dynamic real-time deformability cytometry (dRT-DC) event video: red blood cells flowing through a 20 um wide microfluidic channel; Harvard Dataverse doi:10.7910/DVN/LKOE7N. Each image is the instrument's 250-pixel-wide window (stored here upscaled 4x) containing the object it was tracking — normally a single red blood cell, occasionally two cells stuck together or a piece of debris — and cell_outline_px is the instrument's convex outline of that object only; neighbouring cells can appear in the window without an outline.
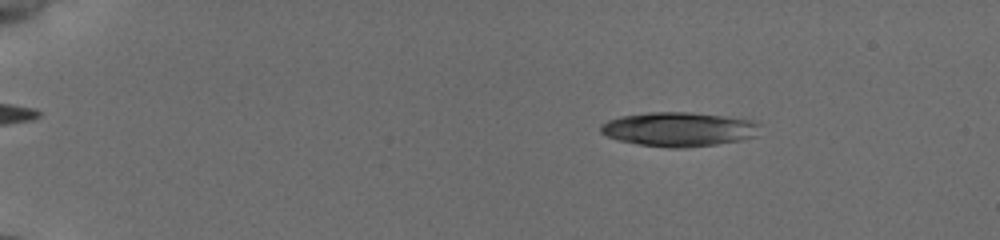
{"species": "common noctule bat (a hibernating species)", "species_latin": "Nyctalus noctula", "temperature_condition": "cold", "stored_images_in_passage": 63, "camera_frame_rate_fps": 3000, "um_per_image_px": 0.085, "animal": {"sex": "female", "body_mass_g": 19.5, "forearm_length_mm": 54.1}, "frame": {"image": 1, "passage_image": 11, "time_ms": 2.667, "image_size_px": [1000, 240], "cell_outline_px": [[760, 124], [752, 136], [740, 140], [716, 144], [684, 148], [668, 148], [640, 144], [620, 140], [608, 136], [600, 132], [600, 124], [608, 120], [620, 116], [648, 112], [688, 112], [752, 120]], "centroid_in_image_um": [57.63, 10.98], "position_along_channel_um": 27.4, "area_um2": 31.33}}
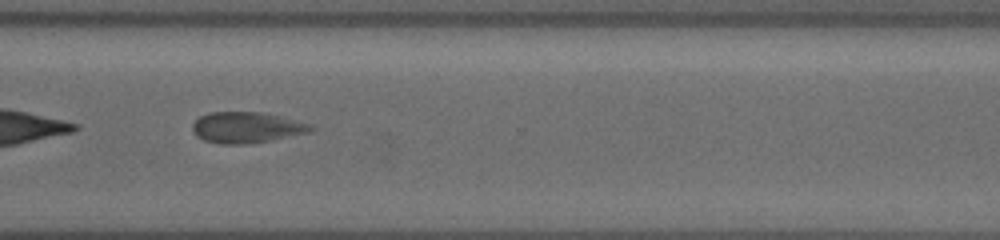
{"frame": {"image": 2, "passage_image": 50, "time_ms": 14.0, "image_size_px": [1000, 240], "cell_outline_px": [[316, 128], [308, 132], [268, 140], [244, 144], [220, 144], [204, 140], [196, 136], [192, 128], [192, 124], [200, 116], [208, 112], [264, 112], [312, 124]], "centroid_in_image_um": [20.93, 10.82], "position_along_channel_um": 349.7, "area_um2": 21.21}}
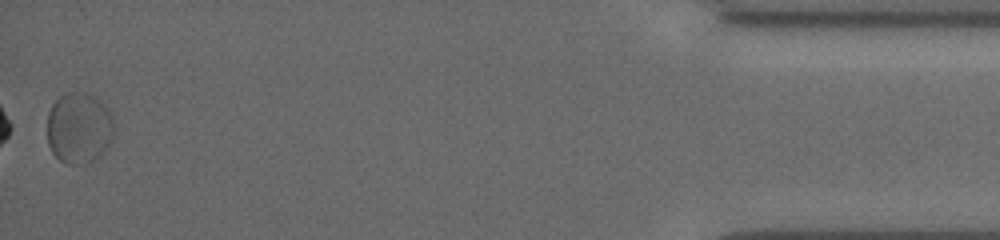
{"frame": {"image": 3, "passage_image": 63, "time_ms": 18.0, "image_size_px": [1000, 240], "cell_outline_px": [[116, 132], [112, 140], [100, 156], [84, 164], [68, 164], [60, 160], [52, 152], [48, 144], [48, 112], [52, 104], [60, 96], [68, 92], [80, 92], [96, 96], [108, 108], [112, 116], [116, 128]], "centroid_in_image_um": [6.75, 10.87], "position_along_channel_um": 428.4, "area_um2": 28.09}, "authors_computed_cell_mechanics": {"area_um2": 21.3282, "velocity_mm_per_s": 3.8016, "shape_relaxation_time_tau1_ms": 3.1023, "shape_relaxation_time_tau2_ms": 3.3736, "deformation_change_tau1": 0.0922, "deformation_change_tau2": 0.0947}}